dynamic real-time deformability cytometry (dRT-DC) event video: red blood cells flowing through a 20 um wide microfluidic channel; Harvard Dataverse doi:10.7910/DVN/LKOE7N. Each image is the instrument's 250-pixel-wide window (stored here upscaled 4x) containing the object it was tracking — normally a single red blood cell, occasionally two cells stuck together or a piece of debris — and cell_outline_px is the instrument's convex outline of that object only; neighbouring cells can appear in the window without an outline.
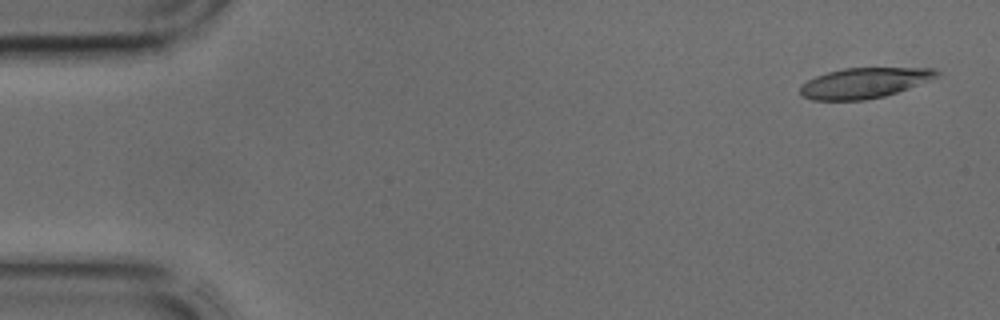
{"species": "common noctule bat (a hibernating species)", "species_latin": "Nyctalus noctula", "temperature_condition": "cold", "stored_images_in_passage": 43, "camera_frame_rate_fps": 3000, "um_per_image_px": 0.085, "animal": {"sex": "male", "body_mass_g": 17.9, "forearm_length_mm": 54.2}, "frame": {"image": 1, "passage_image": 2, "time_ms": 0.333, "image_size_px": [1000, 320], "cell_outline_px": [[940, 76], [908, 88], [884, 96], [864, 100], [812, 100], [804, 96], [800, 92], [800, 88], [808, 80], [816, 76], [828, 72], [844, 68], [936, 68], [940, 72]], "centroid_in_image_um": [73.49, 7.04], "position_along_channel_um": 11.5, "area_um2": 23.93}}
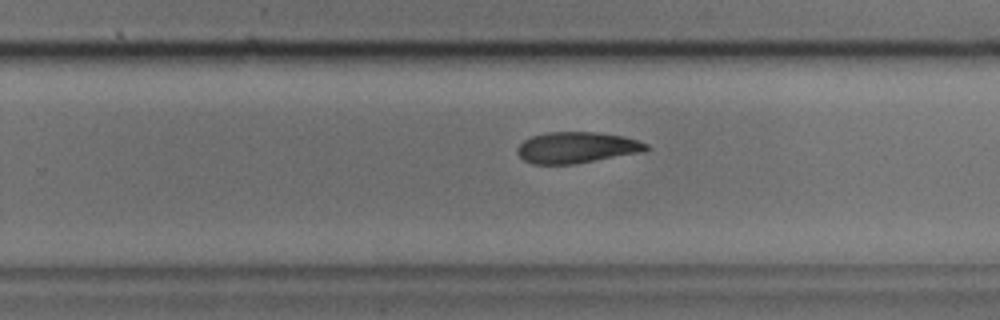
{"frame": {"image": 2, "passage_image": 27, "time_ms": 8.667, "image_size_px": [1000, 320], "cell_outline_px": [[652, 148], [644, 152], [576, 164], [532, 164], [524, 160], [516, 152], [516, 148], [524, 140], [532, 136], [544, 132], [596, 132], [620, 136], [636, 140], [648, 144]], "centroid_in_image_um": [49.02, 12.55], "position_along_channel_um": 280.8, "area_um2": 23.58}}
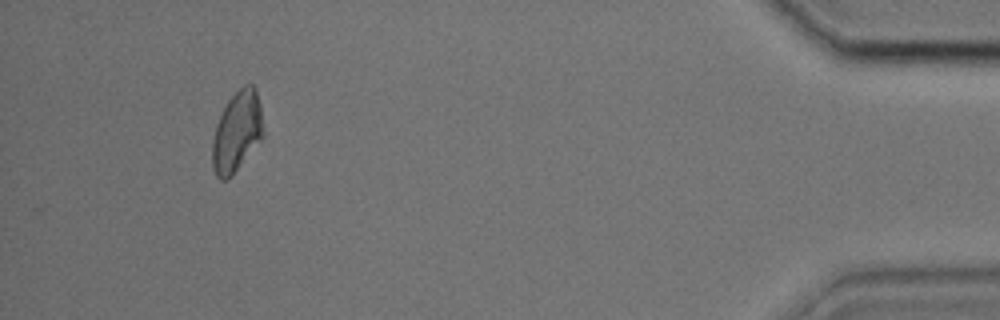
{"frame": {"image": 3, "passage_image": 40, "time_ms": 13.0, "image_size_px": [1000, 320], "cell_outline_px": [[264, 136], [232, 176], [228, 180], [220, 180], [216, 176], [212, 168], [212, 144], [216, 124], [228, 100], [244, 84], [252, 84], [256, 88], [260, 104], [264, 132]], "centroid_in_image_um": [20.14, 11.22], "position_along_channel_um": 415.1, "area_um2": 23.99}}